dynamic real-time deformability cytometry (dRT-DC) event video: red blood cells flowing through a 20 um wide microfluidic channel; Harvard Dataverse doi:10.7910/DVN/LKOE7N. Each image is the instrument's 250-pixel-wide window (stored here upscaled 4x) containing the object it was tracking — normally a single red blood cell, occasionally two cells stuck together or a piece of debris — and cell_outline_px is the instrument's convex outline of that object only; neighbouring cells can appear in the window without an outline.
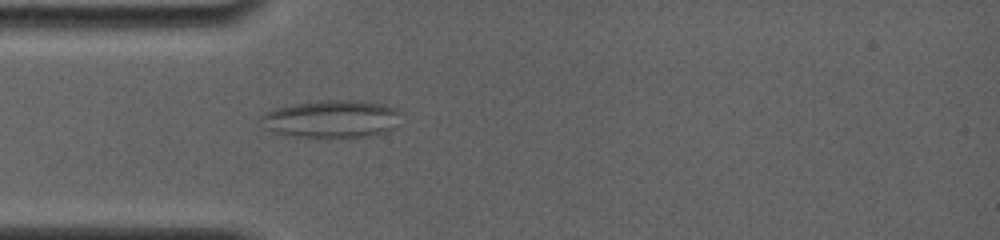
{"species": "common noctule bat (a hibernating species)", "species_latin": "Nyctalus noctula", "temperature_condition": "room temperature", "stored_images_in_passage": 1, "camera_frame_rate_fps": 4000, "um_per_image_px": 0.085, "animal": {"sex": "female", "body_mass_g": 19.0, "forearm_length_mm": 56.7}, "frame": {"image": 1, "passage_image": 1, "time_ms": 0.0, "image_size_px": [1000, 240], "cell_outline_px": [[400, 112], [396, 128], [372, 136], [292, 136], [272, 132], [260, 120], [260, 116], [264, 112], [276, 108], [292, 104], [320, 100], [356, 100], [384, 104], [396, 108]], "centroid_in_image_um": [28.2, 10.09], "position_along_channel_um": 56.8, "area_um2": 30.52}}